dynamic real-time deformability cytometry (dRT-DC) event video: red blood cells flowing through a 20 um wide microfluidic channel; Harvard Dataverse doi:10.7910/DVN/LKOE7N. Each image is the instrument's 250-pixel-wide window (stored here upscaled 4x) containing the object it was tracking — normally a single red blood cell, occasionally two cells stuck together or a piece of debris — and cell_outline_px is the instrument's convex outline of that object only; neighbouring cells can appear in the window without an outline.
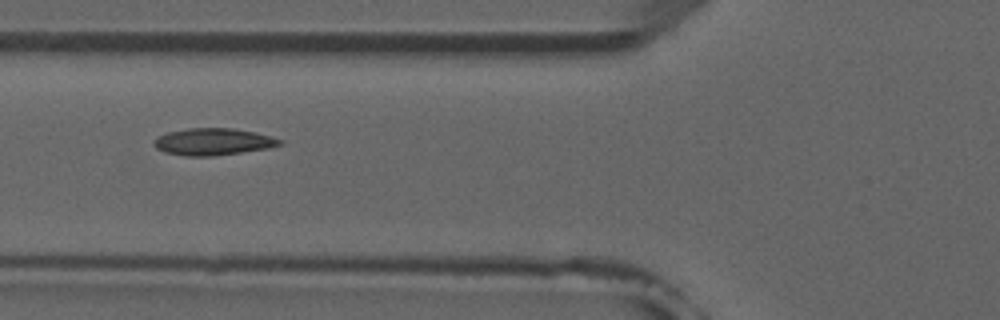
{"species": "common noctule bat (a hibernating species)", "species_latin": "Nyctalus noctula", "temperature_condition": "room temperature", "stored_images_in_passage": 8, "camera_frame_rate_fps": 3000, "um_per_image_px": 0.085, "animal": {"sex": "male", "forearm_length_mm": 52.5}, "frame": {"image": 1, "passage_image": 6, "time_ms": 5.667, "image_size_px": [1000, 320], "cell_outline_px": [[284, 144], [268, 148], [212, 156], [184, 156], [164, 152], [156, 148], [152, 144], [152, 140], [156, 136], [168, 132], [188, 128], [232, 128], [256, 132], [272, 136], [284, 140]], "centroid_in_image_um": [18.1, 12.04], "position_along_channel_um": 107.7, "area_um2": 20.0}}
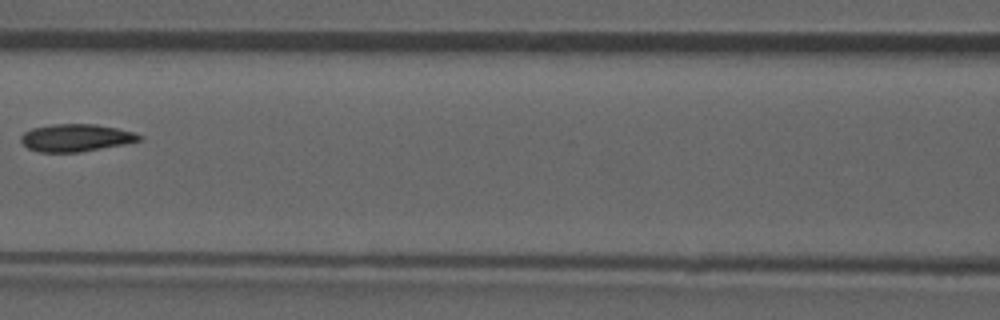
{"frame": {"image": 2, "passage_image": 7, "time_ms": 7.0, "image_size_px": [1000, 320], "cell_outline_px": [[144, 136], [140, 140], [124, 144], [80, 152], [40, 152], [28, 148], [20, 140], [20, 136], [24, 132], [32, 128], [52, 124], [96, 124], [136, 132]], "centroid_in_image_um": [6.46, 11.7], "position_along_channel_um": 160.1, "area_um2": 18.96}}